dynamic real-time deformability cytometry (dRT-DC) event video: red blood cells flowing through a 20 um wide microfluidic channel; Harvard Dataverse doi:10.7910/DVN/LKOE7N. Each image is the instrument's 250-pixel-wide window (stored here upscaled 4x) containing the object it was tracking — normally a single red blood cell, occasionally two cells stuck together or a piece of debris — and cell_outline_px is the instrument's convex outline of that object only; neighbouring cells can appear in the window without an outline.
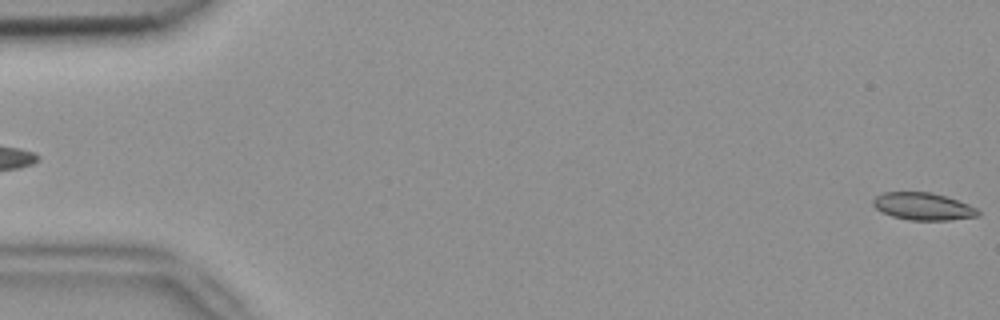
{"species": "common noctule bat (a hibernating species)", "species_latin": "Nyctalus noctula", "temperature_condition": "room temperature", "stored_images_in_passage": 4, "segment_of_instrument_passage": [2, 2], "camera_frame_rate_fps": 3000, "um_per_image_px": 0.085, "animal": {"sex": "female", "body_mass_g": 18.4}, "frame": {"image": 1, "passage_image": 4, "time_ms": 1.0, "image_size_px": [1000, 320], "cell_outline_px": [[980, 216], [948, 220], [908, 220], [892, 216], [880, 212], [872, 204], [872, 200], [876, 196], [884, 192], [932, 192], [968, 204], [976, 208], [980, 212]], "centroid_in_image_um": [78.44, 17.55], "position_along_channel_um": 6.6, "area_um2": 16.76}}